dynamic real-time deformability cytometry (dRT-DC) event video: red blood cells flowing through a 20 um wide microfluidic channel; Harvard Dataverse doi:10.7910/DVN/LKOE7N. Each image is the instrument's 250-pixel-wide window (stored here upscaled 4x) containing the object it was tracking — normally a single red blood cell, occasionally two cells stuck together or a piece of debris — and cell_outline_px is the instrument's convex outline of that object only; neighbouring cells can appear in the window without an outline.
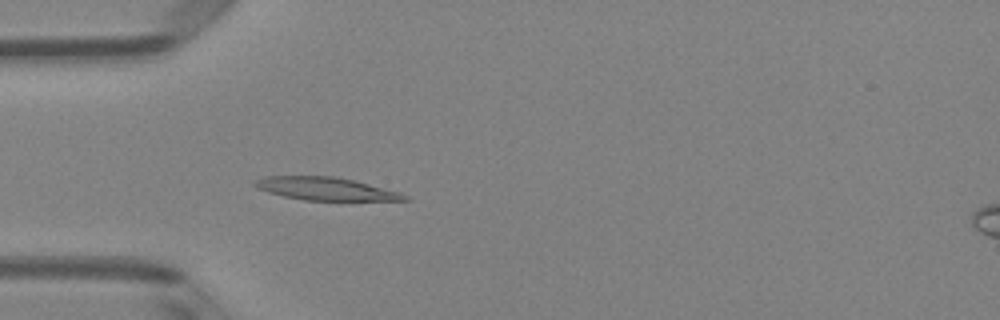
{"species": "Egyptian fruit bat (a non-hibernating species)", "species_latin": "Rousettus aegyptiacus", "temperature_condition": "room temperature", "stored_images_in_passage": 49, "camera_frame_rate_fps": 3000, "um_per_image_px": 0.085, "animal": {"sex": "female"}, "frame": {"image": 1, "passage_image": 14, "time_ms": 4.333, "image_size_px": [1000, 320], "cell_outline_px": [[412, 200], [304, 200], [284, 196], [268, 192], [252, 184], [256, 180], [264, 176], [336, 176], [400, 192], [408, 196]], "centroid_in_image_um": [27.69, 16.04], "position_along_channel_um": 57.3, "area_um2": 19.71}}
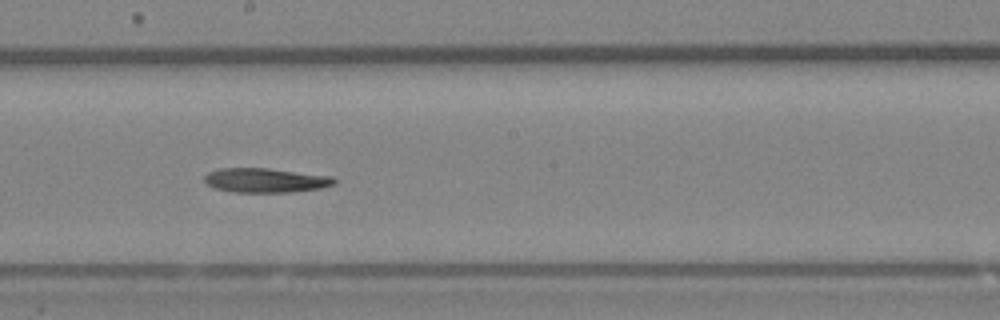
{"frame": {"image": 2, "passage_image": 27, "time_ms": 8.667, "image_size_px": [1000, 320], "cell_outline_px": [[336, 184], [320, 188], [288, 192], [236, 192], [216, 188], [208, 184], [204, 180], [204, 176], [208, 172], [220, 168], [268, 168], [332, 176], [336, 180]], "centroid_in_image_um": [22.58, 15.32], "position_along_channel_um": 225.6, "area_um2": 18.32}}
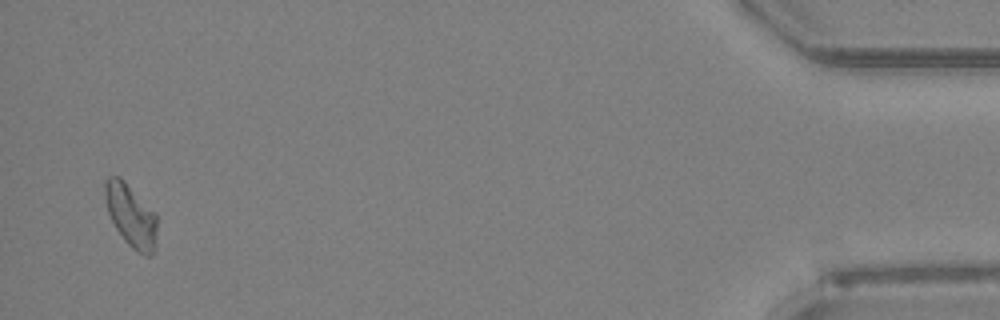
{"frame": {"image": 3, "passage_image": 48, "time_ms": 15.667, "image_size_px": [1000, 320], "cell_outline_px": [[156, 248], [148, 256], [144, 256], [132, 248], [124, 240], [116, 228], [108, 212], [104, 196], [104, 184], [108, 176], [120, 176], [156, 212]], "centroid_in_image_um": [11.13, 18.31], "position_along_channel_um": 424.1, "area_um2": 19.13}}